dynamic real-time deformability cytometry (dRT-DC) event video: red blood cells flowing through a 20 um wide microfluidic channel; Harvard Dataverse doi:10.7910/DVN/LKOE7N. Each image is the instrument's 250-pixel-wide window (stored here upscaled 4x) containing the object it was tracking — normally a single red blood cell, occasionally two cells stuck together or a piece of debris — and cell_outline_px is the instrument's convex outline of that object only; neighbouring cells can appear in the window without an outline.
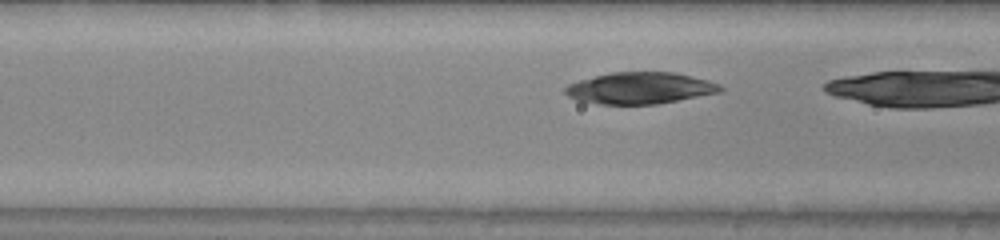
{"species": "common noctule bat (a hibernating species)", "species_latin": "Nyctalus noctula", "temperature_condition": "warm", "stored_images_in_passage": 7, "camera_frame_rate_fps": 3000, "um_per_image_px": 0.085, "animal": {"sex": "male", "body_mass_g": 20.0, "forearm_length_mm": 53.3}, "frame": {"image": 1, "passage_image": 5, "time_ms": 1.333, "image_size_px": [1000, 240], "cell_outline_px": [[724, 92], [656, 104], [596, 104], [576, 100], [568, 96], [564, 92], [564, 88], [568, 84], [580, 80], [612, 72], [676, 72], [708, 80], [720, 84], [724, 88]], "centroid_in_image_um": [54.43, 7.49], "position_along_channel_um": 112.2, "area_um2": 28.73}}